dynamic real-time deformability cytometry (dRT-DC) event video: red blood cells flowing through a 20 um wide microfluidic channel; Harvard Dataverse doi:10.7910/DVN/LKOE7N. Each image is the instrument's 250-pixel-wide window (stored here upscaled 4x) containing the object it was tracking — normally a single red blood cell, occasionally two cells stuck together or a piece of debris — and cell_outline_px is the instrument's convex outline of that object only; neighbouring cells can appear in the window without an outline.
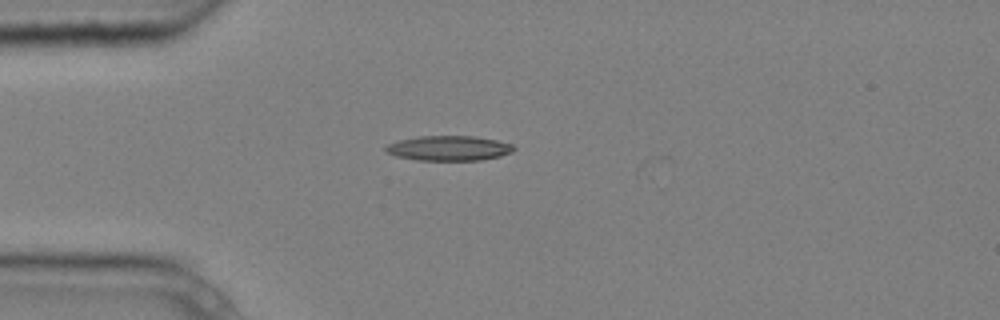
{"species": "common noctule bat (a hibernating species)", "species_latin": "Nyctalus noctula", "temperature_condition": "cold", "stored_images_in_passage": 5, "camera_frame_rate_fps": 3000, "um_per_image_px": 0.085, "animal": {"sex": "male", "body_mass_g": 20.4}, "frame": {"image": 1, "passage_image": 4, "time_ms": 1.0, "image_size_px": [1000, 320], "cell_outline_px": [[516, 148], [512, 152], [500, 156], [480, 160], [416, 160], [396, 156], [384, 152], [384, 148], [388, 144], [400, 140], [420, 136], [476, 136], [496, 140], [512, 144]], "centroid_in_image_um": [38.15, 12.6], "position_along_channel_um": 46.9, "area_um2": 18.61}}